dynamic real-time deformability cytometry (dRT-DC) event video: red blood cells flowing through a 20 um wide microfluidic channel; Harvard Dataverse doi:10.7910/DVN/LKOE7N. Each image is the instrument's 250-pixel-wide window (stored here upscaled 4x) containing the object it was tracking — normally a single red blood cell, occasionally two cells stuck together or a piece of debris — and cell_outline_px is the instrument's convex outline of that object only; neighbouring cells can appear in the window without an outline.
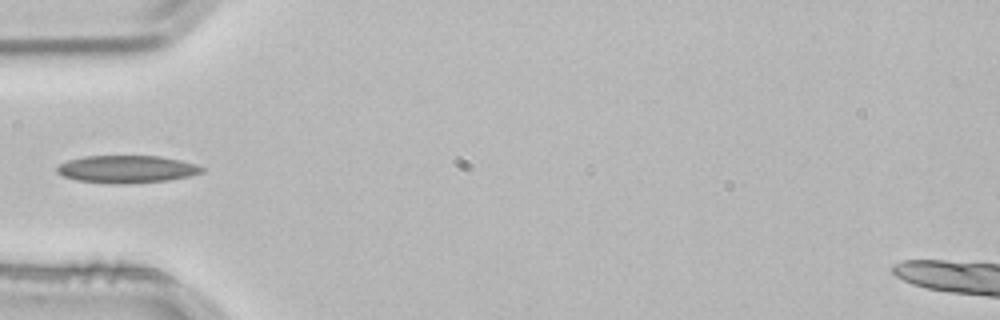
{"species": "common noctule bat (a hibernating species)", "species_latin": "Nyctalus noctula", "temperature_condition": "room temperature", "stored_images_in_passage": 1, "camera_frame_rate_fps": 3000, "um_per_image_px": 0.085, "animal": {"sex": "male", "body_mass_g": 21.5, "forearm_length_mm": 52.0}, "frame": {"image": 1, "passage_image": 1, "time_ms": 0.0, "image_size_px": [1000, 320], "cell_outline_px": [[204, 172], [188, 176], [168, 180], [116, 184], [112, 184], [76, 180], [64, 176], [56, 172], [56, 168], [60, 164], [68, 160], [84, 156], [160, 156], [180, 160], [196, 164], [204, 168]], "centroid_in_image_um": [10.76, 14.37], "position_along_channel_um": 74.2, "area_um2": 23.12}}